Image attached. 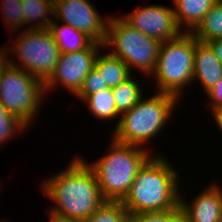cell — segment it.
<instances>
[{"label":"cell","instance_id":"obj_1","mask_svg":"<svg viewBox=\"0 0 222 222\" xmlns=\"http://www.w3.org/2000/svg\"><path fill=\"white\" fill-rule=\"evenodd\" d=\"M66 169L47 180L41 190L54 206L48 211L49 219L86 221L105 201L92 169L81 157H73Z\"/></svg>","mask_w":222,"mask_h":222},{"label":"cell","instance_id":"obj_2","mask_svg":"<svg viewBox=\"0 0 222 222\" xmlns=\"http://www.w3.org/2000/svg\"><path fill=\"white\" fill-rule=\"evenodd\" d=\"M179 178L165 156L152 155L138 170L121 203L130 215L175 209L180 205Z\"/></svg>","mask_w":222,"mask_h":222},{"label":"cell","instance_id":"obj_3","mask_svg":"<svg viewBox=\"0 0 222 222\" xmlns=\"http://www.w3.org/2000/svg\"><path fill=\"white\" fill-rule=\"evenodd\" d=\"M150 151L112 138L106 154L93 163L85 161L94 172L105 201L121 202L125 198L138 170L152 156Z\"/></svg>","mask_w":222,"mask_h":222},{"label":"cell","instance_id":"obj_4","mask_svg":"<svg viewBox=\"0 0 222 222\" xmlns=\"http://www.w3.org/2000/svg\"><path fill=\"white\" fill-rule=\"evenodd\" d=\"M180 100L171 94L157 92L141 98L129 111L116 121L114 140L143 147L162 132ZM155 136V137H154Z\"/></svg>","mask_w":222,"mask_h":222},{"label":"cell","instance_id":"obj_5","mask_svg":"<svg viewBox=\"0 0 222 222\" xmlns=\"http://www.w3.org/2000/svg\"><path fill=\"white\" fill-rule=\"evenodd\" d=\"M195 37L184 32L176 39L160 44L154 72L157 92L171 94L181 100L185 87L193 83Z\"/></svg>","mask_w":222,"mask_h":222},{"label":"cell","instance_id":"obj_6","mask_svg":"<svg viewBox=\"0 0 222 222\" xmlns=\"http://www.w3.org/2000/svg\"><path fill=\"white\" fill-rule=\"evenodd\" d=\"M110 15L104 48L120 58L132 73L137 68L144 76L154 72L161 42L149 37L126 23L121 17ZM133 67V68H132Z\"/></svg>","mask_w":222,"mask_h":222},{"label":"cell","instance_id":"obj_7","mask_svg":"<svg viewBox=\"0 0 222 222\" xmlns=\"http://www.w3.org/2000/svg\"><path fill=\"white\" fill-rule=\"evenodd\" d=\"M19 37L4 45L8 63L45 82L55 70L61 51L49 30L25 29ZM10 46V47H9ZM11 50V52H10ZM17 56V63L10 54ZM9 56V58H8ZM18 62L20 64H18Z\"/></svg>","mask_w":222,"mask_h":222},{"label":"cell","instance_id":"obj_8","mask_svg":"<svg viewBox=\"0 0 222 222\" xmlns=\"http://www.w3.org/2000/svg\"><path fill=\"white\" fill-rule=\"evenodd\" d=\"M45 94L44 82L8 63L0 78V102L28 127L39 113Z\"/></svg>","mask_w":222,"mask_h":222},{"label":"cell","instance_id":"obj_9","mask_svg":"<svg viewBox=\"0 0 222 222\" xmlns=\"http://www.w3.org/2000/svg\"><path fill=\"white\" fill-rule=\"evenodd\" d=\"M102 47L104 48L103 44L94 42L88 49L61 53L55 70L44 82L45 93L46 91L48 93L49 90L54 91V88L61 84L60 86L65 87L75 96L81 89L85 77L94 68Z\"/></svg>","mask_w":222,"mask_h":222},{"label":"cell","instance_id":"obj_10","mask_svg":"<svg viewBox=\"0 0 222 222\" xmlns=\"http://www.w3.org/2000/svg\"><path fill=\"white\" fill-rule=\"evenodd\" d=\"M54 18L104 44L110 16L102 18L89 0H54Z\"/></svg>","mask_w":222,"mask_h":222},{"label":"cell","instance_id":"obj_11","mask_svg":"<svg viewBox=\"0 0 222 222\" xmlns=\"http://www.w3.org/2000/svg\"><path fill=\"white\" fill-rule=\"evenodd\" d=\"M121 18L133 28L161 43L176 39L184 33L178 25L174 8L168 6L154 4L135 8Z\"/></svg>","mask_w":222,"mask_h":222},{"label":"cell","instance_id":"obj_12","mask_svg":"<svg viewBox=\"0 0 222 222\" xmlns=\"http://www.w3.org/2000/svg\"><path fill=\"white\" fill-rule=\"evenodd\" d=\"M213 184V185H211ZM190 203L180 195V206L183 218L187 222H220L222 221V188L211 183Z\"/></svg>","mask_w":222,"mask_h":222},{"label":"cell","instance_id":"obj_13","mask_svg":"<svg viewBox=\"0 0 222 222\" xmlns=\"http://www.w3.org/2000/svg\"><path fill=\"white\" fill-rule=\"evenodd\" d=\"M222 79V64L207 42L195 38L193 81H199L206 93Z\"/></svg>","mask_w":222,"mask_h":222},{"label":"cell","instance_id":"obj_14","mask_svg":"<svg viewBox=\"0 0 222 222\" xmlns=\"http://www.w3.org/2000/svg\"><path fill=\"white\" fill-rule=\"evenodd\" d=\"M179 27L191 33L218 0H172ZM183 26V27H182Z\"/></svg>","mask_w":222,"mask_h":222},{"label":"cell","instance_id":"obj_15","mask_svg":"<svg viewBox=\"0 0 222 222\" xmlns=\"http://www.w3.org/2000/svg\"><path fill=\"white\" fill-rule=\"evenodd\" d=\"M52 21L49 31L56 41L61 53L77 52L88 49L95 41L86 33L79 31L69 24Z\"/></svg>","mask_w":222,"mask_h":222},{"label":"cell","instance_id":"obj_16","mask_svg":"<svg viewBox=\"0 0 222 222\" xmlns=\"http://www.w3.org/2000/svg\"><path fill=\"white\" fill-rule=\"evenodd\" d=\"M101 53L98 54L94 67L103 79V87L112 89L134 74L120 58L110 53Z\"/></svg>","mask_w":222,"mask_h":222},{"label":"cell","instance_id":"obj_17","mask_svg":"<svg viewBox=\"0 0 222 222\" xmlns=\"http://www.w3.org/2000/svg\"><path fill=\"white\" fill-rule=\"evenodd\" d=\"M22 7L24 25H31L26 29H49L54 17V0H22Z\"/></svg>","mask_w":222,"mask_h":222},{"label":"cell","instance_id":"obj_18","mask_svg":"<svg viewBox=\"0 0 222 222\" xmlns=\"http://www.w3.org/2000/svg\"><path fill=\"white\" fill-rule=\"evenodd\" d=\"M191 34L202 42L222 38V0L214 4Z\"/></svg>","mask_w":222,"mask_h":222},{"label":"cell","instance_id":"obj_19","mask_svg":"<svg viewBox=\"0 0 222 222\" xmlns=\"http://www.w3.org/2000/svg\"><path fill=\"white\" fill-rule=\"evenodd\" d=\"M82 102L87 104L89 112L99 120L120 119L111 88L89 94Z\"/></svg>","mask_w":222,"mask_h":222},{"label":"cell","instance_id":"obj_20","mask_svg":"<svg viewBox=\"0 0 222 222\" xmlns=\"http://www.w3.org/2000/svg\"><path fill=\"white\" fill-rule=\"evenodd\" d=\"M131 75L124 82L112 88L117 111L120 115L129 111L143 97L139 82Z\"/></svg>","mask_w":222,"mask_h":222},{"label":"cell","instance_id":"obj_21","mask_svg":"<svg viewBox=\"0 0 222 222\" xmlns=\"http://www.w3.org/2000/svg\"><path fill=\"white\" fill-rule=\"evenodd\" d=\"M129 217L120 201H104L84 222H129Z\"/></svg>","mask_w":222,"mask_h":222},{"label":"cell","instance_id":"obj_22","mask_svg":"<svg viewBox=\"0 0 222 222\" xmlns=\"http://www.w3.org/2000/svg\"><path fill=\"white\" fill-rule=\"evenodd\" d=\"M2 17L5 19V25L11 31L17 32V29L23 27L24 17L22 13V0H1Z\"/></svg>","mask_w":222,"mask_h":222},{"label":"cell","instance_id":"obj_23","mask_svg":"<svg viewBox=\"0 0 222 222\" xmlns=\"http://www.w3.org/2000/svg\"><path fill=\"white\" fill-rule=\"evenodd\" d=\"M183 218L181 206L167 211L144 212L131 214L129 222H179Z\"/></svg>","mask_w":222,"mask_h":222},{"label":"cell","instance_id":"obj_24","mask_svg":"<svg viewBox=\"0 0 222 222\" xmlns=\"http://www.w3.org/2000/svg\"><path fill=\"white\" fill-rule=\"evenodd\" d=\"M106 88L108 87H103V79L99 75V71L94 67L85 77L81 89L75 96L83 101L89 94L99 92Z\"/></svg>","mask_w":222,"mask_h":222},{"label":"cell","instance_id":"obj_25","mask_svg":"<svg viewBox=\"0 0 222 222\" xmlns=\"http://www.w3.org/2000/svg\"><path fill=\"white\" fill-rule=\"evenodd\" d=\"M27 128L29 129L21 120H0V145L3 146V144L11 140L17 132H24Z\"/></svg>","mask_w":222,"mask_h":222},{"label":"cell","instance_id":"obj_26","mask_svg":"<svg viewBox=\"0 0 222 222\" xmlns=\"http://www.w3.org/2000/svg\"><path fill=\"white\" fill-rule=\"evenodd\" d=\"M209 99V109L212 115L222 110V79L206 92ZM211 100V101H210Z\"/></svg>","mask_w":222,"mask_h":222},{"label":"cell","instance_id":"obj_27","mask_svg":"<svg viewBox=\"0 0 222 222\" xmlns=\"http://www.w3.org/2000/svg\"><path fill=\"white\" fill-rule=\"evenodd\" d=\"M207 43L211 46L213 52L216 55V58L222 64V38L215 39V40L209 41Z\"/></svg>","mask_w":222,"mask_h":222},{"label":"cell","instance_id":"obj_28","mask_svg":"<svg viewBox=\"0 0 222 222\" xmlns=\"http://www.w3.org/2000/svg\"><path fill=\"white\" fill-rule=\"evenodd\" d=\"M0 120H20L16 115L8 112L7 108L0 102Z\"/></svg>","mask_w":222,"mask_h":222},{"label":"cell","instance_id":"obj_29","mask_svg":"<svg viewBox=\"0 0 222 222\" xmlns=\"http://www.w3.org/2000/svg\"><path fill=\"white\" fill-rule=\"evenodd\" d=\"M0 47V78L2 76V71L4 67L8 64L7 55L4 52V49Z\"/></svg>","mask_w":222,"mask_h":222},{"label":"cell","instance_id":"obj_30","mask_svg":"<svg viewBox=\"0 0 222 222\" xmlns=\"http://www.w3.org/2000/svg\"><path fill=\"white\" fill-rule=\"evenodd\" d=\"M212 116H214L217 126L220 127L219 129L222 131V110L217 111Z\"/></svg>","mask_w":222,"mask_h":222},{"label":"cell","instance_id":"obj_31","mask_svg":"<svg viewBox=\"0 0 222 222\" xmlns=\"http://www.w3.org/2000/svg\"><path fill=\"white\" fill-rule=\"evenodd\" d=\"M50 222H77V221H64V220H59V219H50Z\"/></svg>","mask_w":222,"mask_h":222},{"label":"cell","instance_id":"obj_32","mask_svg":"<svg viewBox=\"0 0 222 222\" xmlns=\"http://www.w3.org/2000/svg\"><path fill=\"white\" fill-rule=\"evenodd\" d=\"M179 222H187L184 218H182Z\"/></svg>","mask_w":222,"mask_h":222}]
</instances>
